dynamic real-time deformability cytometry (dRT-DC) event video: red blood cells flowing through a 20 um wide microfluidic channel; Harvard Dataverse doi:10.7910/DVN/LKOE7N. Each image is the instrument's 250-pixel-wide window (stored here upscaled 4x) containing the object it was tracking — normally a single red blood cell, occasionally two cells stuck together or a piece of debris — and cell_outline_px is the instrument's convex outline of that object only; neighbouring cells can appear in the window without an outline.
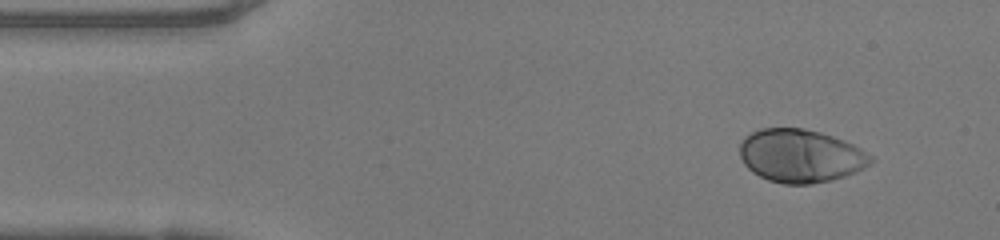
{"species": "human", "species_latin": "Homo sapiens", "temperature_condition": "warm", "stored_images_in_passage": 45, "camera_frame_rate_fps": 3000, "um_per_image_px": 0.085, "donor": {"sex": "female"}, "frame": {"image": 1, "passage_image": 1, "time_ms": 0.0, "image_size_px": [1000, 240], "cell_outline_px": [[872, 160], [864, 168], [856, 172], [832, 180], [812, 184], [784, 184], [768, 180], [752, 172], [744, 164], [740, 156], [740, 144], [752, 132], [760, 128], [804, 128], [820, 132], [844, 140], [860, 148], [872, 156]], "centroid_in_image_um": [68.05, 13.25], "position_along_channel_um": 17.0, "area_um2": 40.46}}
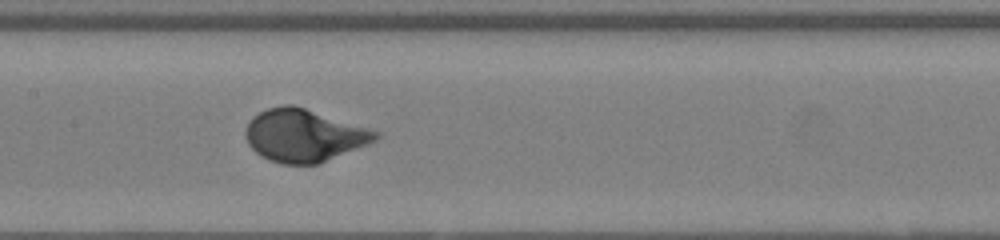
{"frame": {"image": 2, "passage_image": 19, "time_ms": 6.0, "image_size_px": [1000, 240], "cell_outline_px": [[380, 136], [376, 140], [368, 144], [316, 164], [280, 164], [260, 156], [248, 144], [244, 132], [248, 124], [260, 112], [268, 108], [284, 104], [292, 104], [380, 132]], "centroid_in_image_um": [25.82, 11.52], "position_along_channel_um": 181.6, "area_um2": 39.25}}
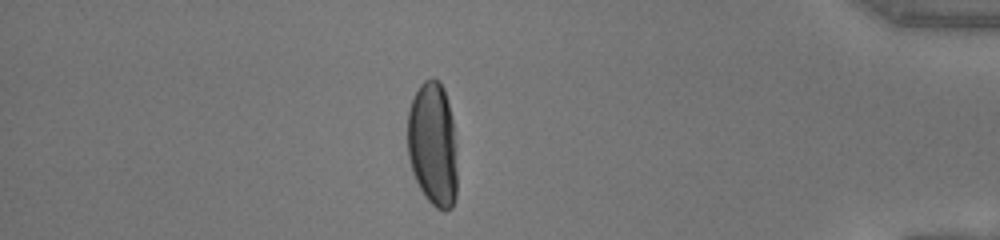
{"frame": {"image": 3, "passage_image": 38, "time_ms": 12.333, "image_size_px": [1000, 240], "cell_outline_px": [[456, 200], [452, 208], [444, 212], [436, 208], [424, 196], [412, 172], [408, 156], [408, 108], [420, 84], [424, 80], [440, 80], [444, 88], [452, 120], [456, 168]], "centroid_in_image_um": [36.78, 12.31], "position_along_channel_um": 398.4, "area_um2": 35.84}, "authors_computed_cell_mechanics": {"area_um2": 38.6682, "velocity_mm_per_s": 4.122, "shape_relaxation_time_tau1_ms": 2.5662, "shape_relaxation_time_tau2_ms": null, "deformation_change_tau1": 0.2, "deformation_change_tau2": null}}